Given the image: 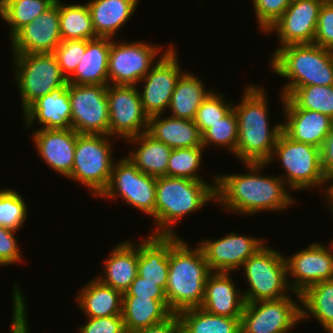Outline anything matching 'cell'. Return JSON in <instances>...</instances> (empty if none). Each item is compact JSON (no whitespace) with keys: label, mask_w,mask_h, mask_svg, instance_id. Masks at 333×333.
Returning a JSON list of instances; mask_svg holds the SVG:
<instances>
[{"label":"cell","mask_w":333,"mask_h":333,"mask_svg":"<svg viewBox=\"0 0 333 333\" xmlns=\"http://www.w3.org/2000/svg\"><path fill=\"white\" fill-rule=\"evenodd\" d=\"M241 164L247 168L244 173L216 175L215 202L219 207L232 214L251 217L268 211L280 213L295 205L296 197L291 194L294 191H289L283 179L264 174L267 163Z\"/></svg>","instance_id":"6da1fadb"},{"label":"cell","mask_w":333,"mask_h":333,"mask_svg":"<svg viewBox=\"0 0 333 333\" xmlns=\"http://www.w3.org/2000/svg\"><path fill=\"white\" fill-rule=\"evenodd\" d=\"M238 104H233L238 121L236 158L241 163H267L277 139L283 131L282 122L271 128L267 92L264 87L249 84Z\"/></svg>","instance_id":"7a4b0ae2"},{"label":"cell","mask_w":333,"mask_h":333,"mask_svg":"<svg viewBox=\"0 0 333 333\" xmlns=\"http://www.w3.org/2000/svg\"><path fill=\"white\" fill-rule=\"evenodd\" d=\"M216 175L210 183L188 178L156 177L155 230L151 235H178L176 223L185 216L196 213L210 201H216ZM191 213V214H190Z\"/></svg>","instance_id":"3957f363"},{"label":"cell","mask_w":333,"mask_h":333,"mask_svg":"<svg viewBox=\"0 0 333 333\" xmlns=\"http://www.w3.org/2000/svg\"><path fill=\"white\" fill-rule=\"evenodd\" d=\"M210 273L199 246L190 247L182 237L170 249L165 295L173 314L201 306Z\"/></svg>","instance_id":"277c9868"},{"label":"cell","mask_w":333,"mask_h":333,"mask_svg":"<svg viewBox=\"0 0 333 333\" xmlns=\"http://www.w3.org/2000/svg\"><path fill=\"white\" fill-rule=\"evenodd\" d=\"M270 70L287 79L282 96L292 89L310 85H333V50L312 44H292L275 49Z\"/></svg>","instance_id":"5b68a950"},{"label":"cell","mask_w":333,"mask_h":333,"mask_svg":"<svg viewBox=\"0 0 333 333\" xmlns=\"http://www.w3.org/2000/svg\"><path fill=\"white\" fill-rule=\"evenodd\" d=\"M274 160L280 161L279 165L286 174L282 173L279 176L292 191L319 188V191H323L324 201L329 198L332 182L322 169L320 148L294 141L282 131L273 155L267 162L268 166L273 164Z\"/></svg>","instance_id":"8992f818"},{"label":"cell","mask_w":333,"mask_h":333,"mask_svg":"<svg viewBox=\"0 0 333 333\" xmlns=\"http://www.w3.org/2000/svg\"><path fill=\"white\" fill-rule=\"evenodd\" d=\"M267 243L249 257L239 270L245 276V303L259 300H278L289 296L285 255ZM290 292V293H289Z\"/></svg>","instance_id":"52a82bcc"},{"label":"cell","mask_w":333,"mask_h":333,"mask_svg":"<svg viewBox=\"0 0 333 333\" xmlns=\"http://www.w3.org/2000/svg\"><path fill=\"white\" fill-rule=\"evenodd\" d=\"M114 137L101 134H79L75 144V156L71 174L67 179L81 183L99 197L106 189L116 161L113 159Z\"/></svg>","instance_id":"ba28073f"},{"label":"cell","mask_w":333,"mask_h":333,"mask_svg":"<svg viewBox=\"0 0 333 333\" xmlns=\"http://www.w3.org/2000/svg\"><path fill=\"white\" fill-rule=\"evenodd\" d=\"M15 84L21 97L22 113L37 99L64 86L67 78L61 73L53 53L13 54Z\"/></svg>","instance_id":"9c48e42d"},{"label":"cell","mask_w":333,"mask_h":333,"mask_svg":"<svg viewBox=\"0 0 333 333\" xmlns=\"http://www.w3.org/2000/svg\"><path fill=\"white\" fill-rule=\"evenodd\" d=\"M172 46L163 51L150 42L111 40L108 61L109 85H136ZM161 53V54H160ZM158 57V58H157Z\"/></svg>","instance_id":"30bf717a"},{"label":"cell","mask_w":333,"mask_h":333,"mask_svg":"<svg viewBox=\"0 0 333 333\" xmlns=\"http://www.w3.org/2000/svg\"><path fill=\"white\" fill-rule=\"evenodd\" d=\"M155 193L156 177L142 173L123 156L114 162L109 183L99 197L109 201L120 197L155 220Z\"/></svg>","instance_id":"8fae6325"},{"label":"cell","mask_w":333,"mask_h":333,"mask_svg":"<svg viewBox=\"0 0 333 333\" xmlns=\"http://www.w3.org/2000/svg\"><path fill=\"white\" fill-rule=\"evenodd\" d=\"M294 295L297 301L293 299ZM300 323L301 297L300 294L292 292L278 300L245 303L240 329L241 333H290L292 328H296Z\"/></svg>","instance_id":"7c38bea8"},{"label":"cell","mask_w":333,"mask_h":333,"mask_svg":"<svg viewBox=\"0 0 333 333\" xmlns=\"http://www.w3.org/2000/svg\"><path fill=\"white\" fill-rule=\"evenodd\" d=\"M71 128L79 134L109 135L107 85L69 84Z\"/></svg>","instance_id":"4fadbf2b"},{"label":"cell","mask_w":333,"mask_h":333,"mask_svg":"<svg viewBox=\"0 0 333 333\" xmlns=\"http://www.w3.org/2000/svg\"><path fill=\"white\" fill-rule=\"evenodd\" d=\"M109 136L127 140L147 132L145 113L136 85H107Z\"/></svg>","instance_id":"5bb4252c"},{"label":"cell","mask_w":333,"mask_h":333,"mask_svg":"<svg viewBox=\"0 0 333 333\" xmlns=\"http://www.w3.org/2000/svg\"><path fill=\"white\" fill-rule=\"evenodd\" d=\"M170 45L172 47L140 81L143 87L142 90L138 88V92L143 109L149 117L169 112L167 109L171 96L178 79L184 73L178 60L177 49L173 44Z\"/></svg>","instance_id":"9a60e30c"},{"label":"cell","mask_w":333,"mask_h":333,"mask_svg":"<svg viewBox=\"0 0 333 333\" xmlns=\"http://www.w3.org/2000/svg\"><path fill=\"white\" fill-rule=\"evenodd\" d=\"M285 261L287 278L291 277L287 279L289 287L301 294L315 283L333 279V240L328 246L319 242L311 243L293 255L285 256Z\"/></svg>","instance_id":"2e32d148"},{"label":"cell","mask_w":333,"mask_h":333,"mask_svg":"<svg viewBox=\"0 0 333 333\" xmlns=\"http://www.w3.org/2000/svg\"><path fill=\"white\" fill-rule=\"evenodd\" d=\"M263 240V241H262ZM265 239L229 232L219 239L203 238L198 245L211 272H232L254 255L265 243Z\"/></svg>","instance_id":"e0dca14e"},{"label":"cell","mask_w":333,"mask_h":333,"mask_svg":"<svg viewBox=\"0 0 333 333\" xmlns=\"http://www.w3.org/2000/svg\"><path fill=\"white\" fill-rule=\"evenodd\" d=\"M326 0H291L283 15L267 33H276L279 46L312 44L320 9Z\"/></svg>","instance_id":"ac0fdd59"},{"label":"cell","mask_w":333,"mask_h":333,"mask_svg":"<svg viewBox=\"0 0 333 333\" xmlns=\"http://www.w3.org/2000/svg\"><path fill=\"white\" fill-rule=\"evenodd\" d=\"M13 54L53 53L62 41L59 26V0L10 40Z\"/></svg>","instance_id":"d6986e66"},{"label":"cell","mask_w":333,"mask_h":333,"mask_svg":"<svg viewBox=\"0 0 333 333\" xmlns=\"http://www.w3.org/2000/svg\"><path fill=\"white\" fill-rule=\"evenodd\" d=\"M280 99L283 108V132L292 140L321 148L333 126L328 115L298 108L288 97Z\"/></svg>","instance_id":"ffe728a7"},{"label":"cell","mask_w":333,"mask_h":333,"mask_svg":"<svg viewBox=\"0 0 333 333\" xmlns=\"http://www.w3.org/2000/svg\"><path fill=\"white\" fill-rule=\"evenodd\" d=\"M31 141L38 156L57 174L67 178L73 168L77 132L70 129H35Z\"/></svg>","instance_id":"44dd1931"},{"label":"cell","mask_w":333,"mask_h":333,"mask_svg":"<svg viewBox=\"0 0 333 333\" xmlns=\"http://www.w3.org/2000/svg\"><path fill=\"white\" fill-rule=\"evenodd\" d=\"M22 114L26 131L38 124L40 129H70L71 101L68 82L34 101Z\"/></svg>","instance_id":"7402d4cb"},{"label":"cell","mask_w":333,"mask_h":333,"mask_svg":"<svg viewBox=\"0 0 333 333\" xmlns=\"http://www.w3.org/2000/svg\"><path fill=\"white\" fill-rule=\"evenodd\" d=\"M148 236L136 243L138 247L137 274L145 278V281L156 283L165 291L169 271V252L182 237L151 234Z\"/></svg>","instance_id":"603a6c76"},{"label":"cell","mask_w":333,"mask_h":333,"mask_svg":"<svg viewBox=\"0 0 333 333\" xmlns=\"http://www.w3.org/2000/svg\"><path fill=\"white\" fill-rule=\"evenodd\" d=\"M231 274L232 272L209 274L200 308L213 315L241 318L245 301L242 289L237 288Z\"/></svg>","instance_id":"cb8c5ba5"},{"label":"cell","mask_w":333,"mask_h":333,"mask_svg":"<svg viewBox=\"0 0 333 333\" xmlns=\"http://www.w3.org/2000/svg\"><path fill=\"white\" fill-rule=\"evenodd\" d=\"M134 241H121L112 247L107 260H104L102 273L98 278L102 283L124 294L137 276L138 247ZM101 274V275H100Z\"/></svg>","instance_id":"d4e9b609"},{"label":"cell","mask_w":333,"mask_h":333,"mask_svg":"<svg viewBox=\"0 0 333 333\" xmlns=\"http://www.w3.org/2000/svg\"><path fill=\"white\" fill-rule=\"evenodd\" d=\"M163 114L149 117L147 133L171 149L203 146V135L194 120Z\"/></svg>","instance_id":"484cf974"},{"label":"cell","mask_w":333,"mask_h":333,"mask_svg":"<svg viewBox=\"0 0 333 333\" xmlns=\"http://www.w3.org/2000/svg\"><path fill=\"white\" fill-rule=\"evenodd\" d=\"M111 40L101 37L86 40V51H82V59L67 82L77 85H108Z\"/></svg>","instance_id":"4316f807"},{"label":"cell","mask_w":333,"mask_h":333,"mask_svg":"<svg viewBox=\"0 0 333 333\" xmlns=\"http://www.w3.org/2000/svg\"><path fill=\"white\" fill-rule=\"evenodd\" d=\"M140 0L87 1L97 37L114 39L138 8ZM121 28V29H120Z\"/></svg>","instance_id":"83f0119b"},{"label":"cell","mask_w":333,"mask_h":333,"mask_svg":"<svg viewBox=\"0 0 333 333\" xmlns=\"http://www.w3.org/2000/svg\"><path fill=\"white\" fill-rule=\"evenodd\" d=\"M76 295L78 309L86 318L121 315L122 297L120 291L102 283L98 278L90 279Z\"/></svg>","instance_id":"f1b7e54d"},{"label":"cell","mask_w":333,"mask_h":333,"mask_svg":"<svg viewBox=\"0 0 333 333\" xmlns=\"http://www.w3.org/2000/svg\"><path fill=\"white\" fill-rule=\"evenodd\" d=\"M127 144L134 145L135 150L125 157L142 173L154 177L166 176L172 149L161 141L154 139L147 132L131 137Z\"/></svg>","instance_id":"f546056e"},{"label":"cell","mask_w":333,"mask_h":333,"mask_svg":"<svg viewBox=\"0 0 333 333\" xmlns=\"http://www.w3.org/2000/svg\"><path fill=\"white\" fill-rule=\"evenodd\" d=\"M122 318L127 333L163 323L173 313L167 300H156L139 296L122 297Z\"/></svg>","instance_id":"4dcf8cb0"},{"label":"cell","mask_w":333,"mask_h":333,"mask_svg":"<svg viewBox=\"0 0 333 333\" xmlns=\"http://www.w3.org/2000/svg\"><path fill=\"white\" fill-rule=\"evenodd\" d=\"M213 90L214 88L206 89L204 81L196 74L185 71L178 79L171 96L167 109L170 111V116L194 120L199 106Z\"/></svg>","instance_id":"1f68e13d"},{"label":"cell","mask_w":333,"mask_h":333,"mask_svg":"<svg viewBox=\"0 0 333 333\" xmlns=\"http://www.w3.org/2000/svg\"><path fill=\"white\" fill-rule=\"evenodd\" d=\"M300 297L301 322L312 316L326 333L333 326V279L309 286Z\"/></svg>","instance_id":"d6a6232c"},{"label":"cell","mask_w":333,"mask_h":333,"mask_svg":"<svg viewBox=\"0 0 333 333\" xmlns=\"http://www.w3.org/2000/svg\"><path fill=\"white\" fill-rule=\"evenodd\" d=\"M183 333H241L240 319L213 315L200 307L179 312Z\"/></svg>","instance_id":"836d02e7"},{"label":"cell","mask_w":333,"mask_h":333,"mask_svg":"<svg viewBox=\"0 0 333 333\" xmlns=\"http://www.w3.org/2000/svg\"><path fill=\"white\" fill-rule=\"evenodd\" d=\"M59 26L62 40H92L98 38L93 29L87 3L68 4L59 0Z\"/></svg>","instance_id":"e575fe53"},{"label":"cell","mask_w":333,"mask_h":333,"mask_svg":"<svg viewBox=\"0 0 333 333\" xmlns=\"http://www.w3.org/2000/svg\"><path fill=\"white\" fill-rule=\"evenodd\" d=\"M56 0H0V19L8 23L9 40Z\"/></svg>","instance_id":"d590c367"},{"label":"cell","mask_w":333,"mask_h":333,"mask_svg":"<svg viewBox=\"0 0 333 333\" xmlns=\"http://www.w3.org/2000/svg\"><path fill=\"white\" fill-rule=\"evenodd\" d=\"M288 97L298 108L328 115L333 119V85H310L292 89Z\"/></svg>","instance_id":"8d00e7d4"},{"label":"cell","mask_w":333,"mask_h":333,"mask_svg":"<svg viewBox=\"0 0 333 333\" xmlns=\"http://www.w3.org/2000/svg\"><path fill=\"white\" fill-rule=\"evenodd\" d=\"M204 150L203 146L172 149L166 176L205 181L204 177L199 175L204 159Z\"/></svg>","instance_id":"74e56055"},{"label":"cell","mask_w":333,"mask_h":333,"mask_svg":"<svg viewBox=\"0 0 333 333\" xmlns=\"http://www.w3.org/2000/svg\"><path fill=\"white\" fill-rule=\"evenodd\" d=\"M237 144L238 121L234 109L203 134V147L205 149L211 145L227 148L226 150H229L228 152L232 153L235 158Z\"/></svg>","instance_id":"f35d334b"},{"label":"cell","mask_w":333,"mask_h":333,"mask_svg":"<svg viewBox=\"0 0 333 333\" xmlns=\"http://www.w3.org/2000/svg\"><path fill=\"white\" fill-rule=\"evenodd\" d=\"M27 206L16 190L0 189V225L19 231L28 218Z\"/></svg>","instance_id":"ab89813d"},{"label":"cell","mask_w":333,"mask_h":333,"mask_svg":"<svg viewBox=\"0 0 333 333\" xmlns=\"http://www.w3.org/2000/svg\"><path fill=\"white\" fill-rule=\"evenodd\" d=\"M212 91L199 106L194 123L203 135L213 124L223 119L232 109L233 101L225 99V95Z\"/></svg>","instance_id":"60d3db41"},{"label":"cell","mask_w":333,"mask_h":333,"mask_svg":"<svg viewBox=\"0 0 333 333\" xmlns=\"http://www.w3.org/2000/svg\"><path fill=\"white\" fill-rule=\"evenodd\" d=\"M82 51H86V40H62L55 48L61 73L68 79L76 70L82 59Z\"/></svg>","instance_id":"b9f144b4"},{"label":"cell","mask_w":333,"mask_h":333,"mask_svg":"<svg viewBox=\"0 0 333 333\" xmlns=\"http://www.w3.org/2000/svg\"><path fill=\"white\" fill-rule=\"evenodd\" d=\"M291 0H252L259 32H265L283 15Z\"/></svg>","instance_id":"7bdbcfd3"},{"label":"cell","mask_w":333,"mask_h":333,"mask_svg":"<svg viewBox=\"0 0 333 333\" xmlns=\"http://www.w3.org/2000/svg\"><path fill=\"white\" fill-rule=\"evenodd\" d=\"M313 43L333 50V0H326L320 9Z\"/></svg>","instance_id":"ee69618b"},{"label":"cell","mask_w":333,"mask_h":333,"mask_svg":"<svg viewBox=\"0 0 333 333\" xmlns=\"http://www.w3.org/2000/svg\"><path fill=\"white\" fill-rule=\"evenodd\" d=\"M16 233V230L0 225V266L2 267L23 262Z\"/></svg>","instance_id":"f6af8a7d"},{"label":"cell","mask_w":333,"mask_h":333,"mask_svg":"<svg viewBox=\"0 0 333 333\" xmlns=\"http://www.w3.org/2000/svg\"><path fill=\"white\" fill-rule=\"evenodd\" d=\"M87 319L77 328L78 333H127L122 315Z\"/></svg>","instance_id":"bcb514c9"},{"label":"cell","mask_w":333,"mask_h":333,"mask_svg":"<svg viewBox=\"0 0 333 333\" xmlns=\"http://www.w3.org/2000/svg\"><path fill=\"white\" fill-rule=\"evenodd\" d=\"M12 294V322L9 333H27V305L22 291L17 282H14Z\"/></svg>","instance_id":"7dc6e473"},{"label":"cell","mask_w":333,"mask_h":333,"mask_svg":"<svg viewBox=\"0 0 333 333\" xmlns=\"http://www.w3.org/2000/svg\"><path fill=\"white\" fill-rule=\"evenodd\" d=\"M123 296H139L156 300H167L165 291L156 283L145 281L138 274Z\"/></svg>","instance_id":"c3c4849f"},{"label":"cell","mask_w":333,"mask_h":333,"mask_svg":"<svg viewBox=\"0 0 333 333\" xmlns=\"http://www.w3.org/2000/svg\"><path fill=\"white\" fill-rule=\"evenodd\" d=\"M321 166L327 178L333 182V126L320 148Z\"/></svg>","instance_id":"681fc988"},{"label":"cell","mask_w":333,"mask_h":333,"mask_svg":"<svg viewBox=\"0 0 333 333\" xmlns=\"http://www.w3.org/2000/svg\"><path fill=\"white\" fill-rule=\"evenodd\" d=\"M133 333H183L180 319L177 314H173L163 323L139 329Z\"/></svg>","instance_id":"f907efd6"},{"label":"cell","mask_w":333,"mask_h":333,"mask_svg":"<svg viewBox=\"0 0 333 333\" xmlns=\"http://www.w3.org/2000/svg\"><path fill=\"white\" fill-rule=\"evenodd\" d=\"M326 206L328 207L329 211L332 213V217H333V182H332V185H331V192H330V195H329V198L326 199Z\"/></svg>","instance_id":"816d5d0a"},{"label":"cell","mask_w":333,"mask_h":333,"mask_svg":"<svg viewBox=\"0 0 333 333\" xmlns=\"http://www.w3.org/2000/svg\"><path fill=\"white\" fill-rule=\"evenodd\" d=\"M28 321H29V319H28V308H27V333H30Z\"/></svg>","instance_id":"f5cc1de1"},{"label":"cell","mask_w":333,"mask_h":333,"mask_svg":"<svg viewBox=\"0 0 333 333\" xmlns=\"http://www.w3.org/2000/svg\"><path fill=\"white\" fill-rule=\"evenodd\" d=\"M326 333H333V326Z\"/></svg>","instance_id":"db71d44e"}]
</instances>
